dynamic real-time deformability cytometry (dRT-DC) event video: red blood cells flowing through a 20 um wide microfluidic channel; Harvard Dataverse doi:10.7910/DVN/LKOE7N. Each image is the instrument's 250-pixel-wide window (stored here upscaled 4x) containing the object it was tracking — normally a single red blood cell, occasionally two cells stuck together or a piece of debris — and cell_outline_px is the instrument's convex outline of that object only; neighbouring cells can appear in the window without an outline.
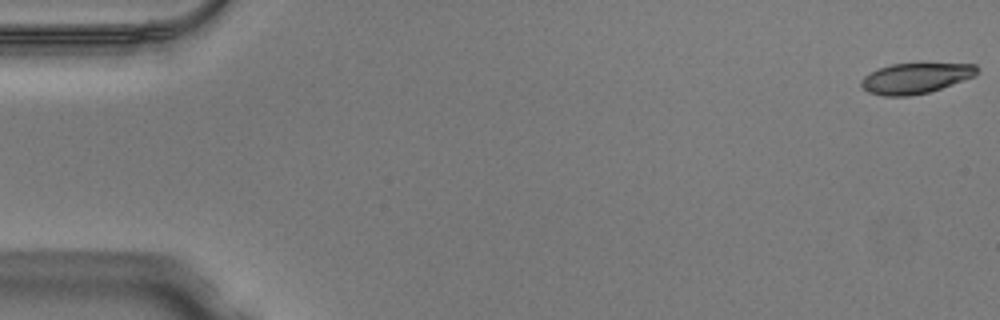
{"species": "Egyptian fruit bat (a non-hibernating species)", "species_latin": "Rousettus aegyptiacus", "temperature_condition": "warm", "stored_images_in_passage": 50, "camera_frame_rate_fps": 3000, "um_per_image_px": 0.085, "animal": {"sex": "male"}, "frame": {"image": 1, "passage_image": 1, "time_ms": 0.0, "image_size_px": [1000, 320], "cell_outline_px": [[980, 72], [976, 76], [928, 92], [908, 96], [884, 96], [868, 92], [860, 84], [860, 80], [864, 76], [880, 68], [892, 64], [976, 64], [980, 68]], "centroid_in_image_um": [77.85, 6.65], "position_along_channel_um": 7.1, "area_um2": 20.4}}
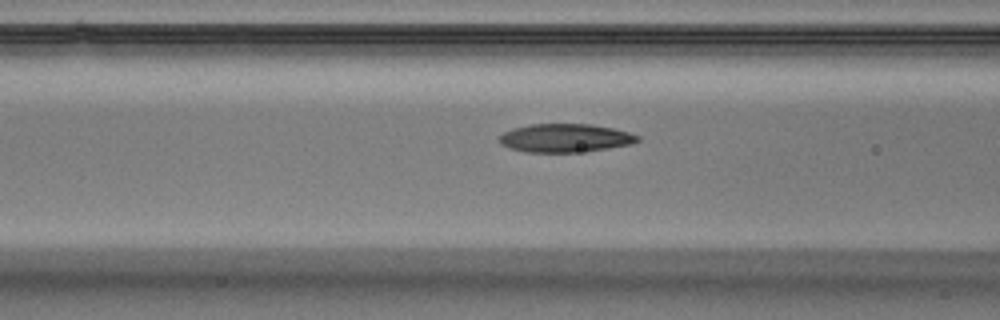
{"frame": {"image": 2, "passage_image": 20, "time_ms": 6.333, "image_size_px": [1000, 320], "cell_outline_px": [[640, 140], [632, 144], [608, 148], [576, 152], [524, 152], [508, 148], [500, 144], [500, 136], [504, 132], [512, 128], [532, 124], [592, 124], [612, 128], [628, 132], [640, 136]], "centroid_in_image_um": [48.03, 11.73], "position_along_channel_um": 118.6, "area_um2": 22.89}}
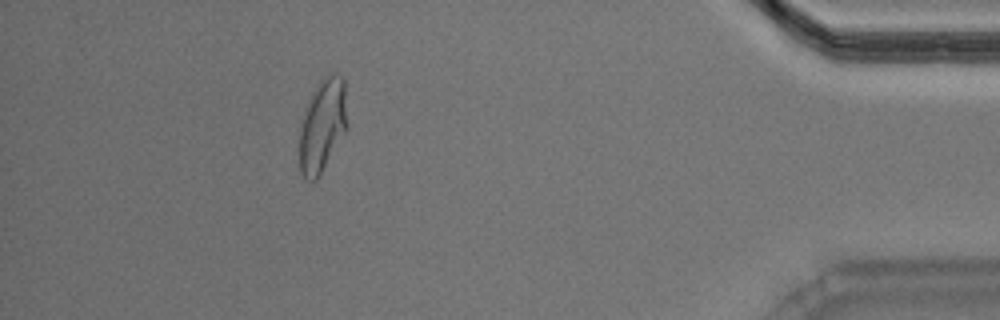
{"frame": {"image": 3, "passage_image": 45, "time_ms": 14.667, "image_size_px": [1000, 320], "cell_outline_px": [[348, 128], [316, 180], [308, 180], [300, 172], [300, 128], [304, 108], [316, 84], [328, 72], [336, 72], [344, 80], [348, 124]], "centroid_in_image_um": [27.42, 10.59], "position_along_channel_um": 407.8, "area_um2": 26.18}, "authors_computed_cell_mechanics": {"area_um2": 22.6576, "velocity_mm_per_s": 4.0842, "shape_relaxation_time_tau1_ms": null, "shape_relaxation_time_tau2_ms": 2.2271, "deformation_change_tau1": null, "deformation_change_tau2": 0.0902}}